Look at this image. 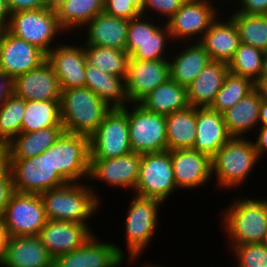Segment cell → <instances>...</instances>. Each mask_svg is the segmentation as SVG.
I'll list each match as a JSON object with an SVG mask.
<instances>
[{
  "label": "cell",
  "mask_w": 267,
  "mask_h": 267,
  "mask_svg": "<svg viewBox=\"0 0 267 267\" xmlns=\"http://www.w3.org/2000/svg\"><path fill=\"white\" fill-rule=\"evenodd\" d=\"M86 184L70 182L40 193L47 220L87 224L101 201L88 180Z\"/></svg>",
  "instance_id": "obj_1"
},
{
  "label": "cell",
  "mask_w": 267,
  "mask_h": 267,
  "mask_svg": "<svg viewBox=\"0 0 267 267\" xmlns=\"http://www.w3.org/2000/svg\"><path fill=\"white\" fill-rule=\"evenodd\" d=\"M110 110L88 87L61 91L60 111L64 132L90 137Z\"/></svg>",
  "instance_id": "obj_2"
},
{
  "label": "cell",
  "mask_w": 267,
  "mask_h": 267,
  "mask_svg": "<svg viewBox=\"0 0 267 267\" xmlns=\"http://www.w3.org/2000/svg\"><path fill=\"white\" fill-rule=\"evenodd\" d=\"M223 211L222 224L232 247L261 243L267 230V199L243 198L232 201Z\"/></svg>",
  "instance_id": "obj_3"
},
{
  "label": "cell",
  "mask_w": 267,
  "mask_h": 267,
  "mask_svg": "<svg viewBox=\"0 0 267 267\" xmlns=\"http://www.w3.org/2000/svg\"><path fill=\"white\" fill-rule=\"evenodd\" d=\"M255 145L244 137H231L211 158L212 176L220 187L232 189L246 181L258 163Z\"/></svg>",
  "instance_id": "obj_4"
},
{
  "label": "cell",
  "mask_w": 267,
  "mask_h": 267,
  "mask_svg": "<svg viewBox=\"0 0 267 267\" xmlns=\"http://www.w3.org/2000/svg\"><path fill=\"white\" fill-rule=\"evenodd\" d=\"M49 163L66 183L80 182V178L87 180L90 163L89 137L63 132L49 147Z\"/></svg>",
  "instance_id": "obj_5"
},
{
  "label": "cell",
  "mask_w": 267,
  "mask_h": 267,
  "mask_svg": "<svg viewBox=\"0 0 267 267\" xmlns=\"http://www.w3.org/2000/svg\"><path fill=\"white\" fill-rule=\"evenodd\" d=\"M127 106L111 109L89 137L90 159H110L132 152Z\"/></svg>",
  "instance_id": "obj_6"
},
{
  "label": "cell",
  "mask_w": 267,
  "mask_h": 267,
  "mask_svg": "<svg viewBox=\"0 0 267 267\" xmlns=\"http://www.w3.org/2000/svg\"><path fill=\"white\" fill-rule=\"evenodd\" d=\"M7 30L14 36L37 46L46 54L53 49L50 44L55 36L61 31L64 32L56 11L46 7L12 13Z\"/></svg>",
  "instance_id": "obj_7"
},
{
  "label": "cell",
  "mask_w": 267,
  "mask_h": 267,
  "mask_svg": "<svg viewBox=\"0 0 267 267\" xmlns=\"http://www.w3.org/2000/svg\"><path fill=\"white\" fill-rule=\"evenodd\" d=\"M176 189L170 150L141 154L136 195L164 203Z\"/></svg>",
  "instance_id": "obj_8"
},
{
  "label": "cell",
  "mask_w": 267,
  "mask_h": 267,
  "mask_svg": "<svg viewBox=\"0 0 267 267\" xmlns=\"http://www.w3.org/2000/svg\"><path fill=\"white\" fill-rule=\"evenodd\" d=\"M161 201L135 195L126 215L125 236L128 260L136 261L151 241L158 224Z\"/></svg>",
  "instance_id": "obj_9"
},
{
  "label": "cell",
  "mask_w": 267,
  "mask_h": 267,
  "mask_svg": "<svg viewBox=\"0 0 267 267\" xmlns=\"http://www.w3.org/2000/svg\"><path fill=\"white\" fill-rule=\"evenodd\" d=\"M13 189L20 193L40 194L66 182L49 163V148L38 156L26 159H9Z\"/></svg>",
  "instance_id": "obj_10"
},
{
  "label": "cell",
  "mask_w": 267,
  "mask_h": 267,
  "mask_svg": "<svg viewBox=\"0 0 267 267\" xmlns=\"http://www.w3.org/2000/svg\"><path fill=\"white\" fill-rule=\"evenodd\" d=\"M133 104L131 111L128 110L129 138L132 151L140 154L166 151L165 115L148 111L139 103Z\"/></svg>",
  "instance_id": "obj_11"
},
{
  "label": "cell",
  "mask_w": 267,
  "mask_h": 267,
  "mask_svg": "<svg viewBox=\"0 0 267 267\" xmlns=\"http://www.w3.org/2000/svg\"><path fill=\"white\" fill-rule=\"evenodd\" d=\"M1 218L9 236H38L47 221L40 194L16 191Z\"/></svg>",
  "instance_id": "obj_12"
},
{
  "label": "cell",
  "mask_w": 267,
  "mask_h": 267,
  "mask_svg": "<svg viewBox=\"0 0 267 267\" xmlns=\"http://www.w3.org/2000/svg\"><path fill=\"white\" fill-rule=\"evenodd\" d=\"M144 15L129 20L125 51L130 59L161 60L165 58V45L170 39V31L165 24L162 28L144 19Z\"/></svg>",
  "instance_id": "obj_13"
},
{
  "label": "cell",
  "mask_w": 267,
  "mask_h": 267,
  "mask_svg": "<svg viewBox=\"0 0 267 267\" xmlns=\"http://www.w3.org/2000/svg\"><path fill=\"white\" fill-rule=\"evenodd\" d=\"M217 9L210 0H186L176 13L165 22L172 40L199 36V42L211 23L217 18ZM201 33V34H200ZM195 35V36H194Z\"/></svg>",
  "instance_id": "obj_14"
},
{
  "label": "cell",
  "mask_w": 267,
  "mask_h": 267,
  "mask_svg": "<svg viewBox=\"0 0 267 267\" xmlns=\"http://www.w3.org/2000/svg\"><path fill=\"white\" fill-rule=\"evenodd\" d=\"M47 54L7 29L0 31V69L13 79L39 67Z\"/></svg>",
  "instance_id": "obj_15"
},
{
  "label": "cell",
  "mask_w": 267,
  "mask_h": 267,
  "mask_svg": "<svg viewBox=\"0 0 267 267\" xmlns=\"http://www.w3.org/2000/svg\"><path fill=\"white\" fill-rule=\"evenodd\" d=\"M170 59L129 60L126 94L129 103H139L146 95L170 78Z\"/></svg>",
  "instance_id": "obj_16"
},
{
  "label": "cell",
  "mask_w": 267,
  "mask_h": 267,
  "mask_svg": "<svg viewBox=\"0 0 267 267\" xmlns=\"http://www.w3.org/2000/svg\"><path fill=\"white\" fill-rule=\"evenodd\" d=\"M92 236L89 224L57 220H47L38 234L53 258L79 249Z\"/></svg>",
  "instance_id": "obj_17"
},
{
  "label": "cell",
  "mask_w": 267,
  "mask_h": 267,
  "mask_svg": "<svg viewBox=\"0 0 267 267\" xmlns=\"http://www.w3.org/2000/svg\"><path fill=\"white\" fill-rule=\"evenodd\" d=\"M140 161L141 154L133 151L116 158L90 159L88 178L135 190Z\"/></svg>",
  "instance_id": "obj_18"
},
{
  "label": "cell",
  "mask_w": 267,
  "mask_h": 267,
  "mask_svg": "<svg viewBox=\"0 0 267 267\" xmlns=\"http://www.w3.org/2000/svg\"><path fill=\"white\" fill-rule=\"evenodd\" d=\"M14 95L26 101L60 100L61 87L53 67L46 60L39 67L13 79Z\"/></svg>",
  "instance_id": "obj_19"
},
{
  "label": "cell",
  "mask_w": 267,
  "mask_h": 267,
  "mask_svg": "<svg viewBox=\"0 0 267 267\" xmlns=\"http://www.w3.org/2000/svg\"><path fill=\"white\" fill-rule=\"evenodd\" d=\"M177 189L206 185L212 177L211 158L192 148L170 150Z\"/></svg>",
  "instance_id": "obj_20"
},
{
  "label": "cell",
  "mask_w": 267,
  "mask_h": 267,
  "mask_svg": "<svg viewBox=\"0 0 267 267\" xmlns=\"http://www.w3.org/2000/svg\"><path fill=\"white\" fill-rule=\"evenodd\" d=\"M47 61L53 67L61 89L85 87L84 46L57 45L47 54Z\"/></svg>",
  "instance_id": "obj_21"
},
{
  "label": "cell",
  "mask_w": 267,
  "mask_h": 267,
  "mask_svg": "<svg viewBox=\"0 0 267 267\" xmlns=\"http://www.w3.org/2000/svg\"><path fill=\"white\" fill-rule=\"evenodd\" d=\"M3 267H53V257L38 236H9Z\"/></svg>",
  "instance_id": "obj_22"
},
{
  "label": "cell",
  "mask_w": 267,
  "mask_h": 267,
  "mask_svg": "<svg viewBox=\"0 0 267 267\" xmlns=\"http://www.w3.org/2000/svg\"><path fill=\"white\" fill-rule=\"evenodd\" d=\"M197 133L192 149L212 158L216 152L232 137L220 112L210 107L196 108Z\"/></svg>",
  "instance_id": "obj_23"
},
{
  "label": "cell",
  "mask_w": 267,
  "mask_h": 267,
  "mask_svg": "<svg viewBox=\"0 0 267 267\" xmlns=\"http://www.w3.org/2000/svg\"><path fill=\"white\" fill-rule=\"evenodd\" d=\"M218 20L217 16L199 43L209 54L211 61L228 63L241 44V40L238 28L231 17L227 18L226 22Z\"/></svg>",
  "instance_id": "obj_24"
},
{
  "label": "cell",
  "mask_w": 267,
  "mask_h": 267,
  "mask_svg": "<svg viewBox=\"0 0 267 267\" xmlns=\"http://www.w3.org/2000/svg\"><path fill=\"white\" fill-rule=\"evenodd\" d=\"M128 23L129 20L100 12L86 24L85 45L125 50Z\"/></svg>",
  "instance_id": "obj_25"
},
{
  "label": "cell",
  "mask_w": 267,
  "mask_h": 267,
  "mask_svg": "<svg viewBox=\"0 0 267 267\" xmlns=\"http://www.w3.org/2000/svg\"><path fill=\"white\" fill-rule=\"evenodd\" d=\"M228 72V63L210 61L187 87L189 105L195 108L210 107Z\"/></svg>",
  "instance_id": "obj_26"
},
{
  "label": "cell",
  "mask_w": 267,
  "mask_h": 267,
  "mask_svg": "<svg viewBox=\"0 0 267 267\" xmlns=\"http://www.w3.org/2000/svg\"><path fill=\"white\" fill-rule=\"evenodd\" d=\"M85 87L94 92L111 109H123L129 104L125 78L104 73L87 62Z\"/></svg>",
  "instance_id": "obj_27"
},
{
  "label": "cell",
  "mask_w": 267,
  "mask_h": 267,
  "mask_svg": "<svg viewBox=\"0 0 267 267\" xmlns=\"http://www.w3.org/2000/svg\"><path fill=\"white\" fill-rule=\"evenodd\" d=\"M263 94L256 87L231 108L225 110L223 120L232 137H244L247 131L259 125V109Z\"/></svg>",
  "instance_id": "obj_28"
},
{
  "label": "cell",
  "mask_w": 267,
  "mask_h": 267,
  "mask_svg": "<svg viewBox=\"0 0 267 267\" xmlns=\"http://www.w3.org/2000/svg\"><path fill=\"white\" fill-rule=\"evenodd\" d=\"M64 132L63 126H52L35 132H21L5 148L8 159H26L42 154Z\"/></svg>",
  "instance_id": "obj_29"
},
{
  "label": "cell",
  "mask_w": 267,
  "mask_h": 267,
  "mask_svg": "<svg viewBox=\"0 0 267 267\" xmlns=\"http://www.w3.org/2000/svg\"><path fill=\"white\" fill-rule=\"evenodd\" d=\"M172 59L169 61L170 78L186 88L211 61L209 54L199 42L183 48Z\"/></svg>",
  "instance_id": "obj_30"
},
{
  "label": "cell",
  "mask_w": 267,
  "mask_h": 267,
  "mask_svg": "<svg viewBox=\"0 0 267 267\" xmlns=\"http://www.w3.org/2000/svg\"><path fill=\"white\" fill-rule=\"evenodd\" d=\"M139 104L148 111L165 116L190 106L187 88L171 78L146 95Z\"/></svg>",
  "instance_id": "obj_31"
},
{
  "label": "cell",
  "mask_w": 267,
  "mask_h": 267,
  "mask_svg": "<svg viewBox=\"0 0 267 267\" xmlns=\"http://www.w3.org/2000/svg\"><path fill=\"white\" fill-rule=\"evenodd\" d=\"M165 118L167 150L193 148L197 133L196 108L189 106Z\"/></svg>",
  "instance_id": "obj_32"
},
{
  "label": "cell",
  "mask_w": 267,
  "mask_h": 267,
  "mask_svg": "<svg viewBox=\"0 0 267 267\" xmlns=\"http://www.w3.org/2000/svg\"><path fill=\"white\" fill-rule=\"evenodd\" d=\"M61 123L60 100L26 101L21 132H35Z\"/></svg>",
  "instance_id": "obj_33"
},
{
  "label": "cell",
  "mask_w": 267,
  "mask_h": 267,
  "mask_svg": "<svg viewBox=\"0 0 267 267\" xmlns=\"http://www.w3.org/2000/svg\"><path fill=\"white\" fill-rule=\"evenodd\" d=\"M104 0H66L55 11L63 30L80 28L103 11Z\"/></svg>",
  "instance_id": "obj_34"
},
{
  "label": "cell",
  "mask_w": 267,
  "mask_h": 267,
  "mask_svg": "<svg viewBox=\"0 0 267 267\" xmlns=\"http://www.w3.org/2000/svg\"><path fill=\"white\" fill-rule=\"evenodd\" d=\"M86 62L104 73L127 77L130 55L125 50L102 46H85Z\"/></svg>",
  "instance_id": "obj_35"
},
{
  "label": "cell",
  "mask_w": 267,
  "mask_h": 267,
  "mask_svg": "<svg viewBox=\"0 0 267 267\" xmlns=\"http://www.w3.org/2000/svg\"><path fill=\"white\" fill-rule=\"evenodd\" d=\"M124 251L116 244L100 242L93 236L82 246L83 267H121Z\"/></svg>",
  "instance_id": "obj_36"
},
{
  "label": "cell",
  "mask_w": 267,
  "mask_h": 267,
  "mask_svg": "<svg viewBox=\"0 0 267 267\" xmlns=\"http://www.w3.org/2000/svg\"><path fill=\"white\" fill-rule=\"evenodd\" d=\"M263 53L259 48L241 43L228 62L229 72L247 77L257 84L263 76Z\"/></svg>",
  "instance_id": "obj_37"
},
{
  "label": "cell",
  "mask_w": 267,
  "mask_h": 267,
  "mask_svg": "<svg viewBox=\"0 0 267 267\" xmlns=\"http://www.w3.org/2000/svg\"><path fill=\"white\" fill-rule=\"evenodd\" d=\"M255 88L256 84L251 79L228 72L210 108L223 113L247 96Z\"/></svg>",
  "instance_id": "obj_38"
},
{
  "label": "cell",
  "mask_w": 267,
  "mask_h": 267,
  "mask_svg": "<svg viewBox=\"0 0 267 267\" xmlns=\"http://www.w3.org/2000/svg\"><path fill=\"white\" fill-rule=\"evenodd\" d=\"M241 43L267 50V15L232 13Z\"/></svg>",
  "instance_id": "obj_39"
},
{
  "label": "cell",
  "mask_w": 267,
  "mask_h": 267,
  "mask_svg": "<svg viewBox=\"0 0 267 267\" xmlns=\"http://www.w3.org/2000/svg\"><path fill=\"white\" fill-rule=\"evenodd\" d=\"M25 107L26 100L14 94L0 107V148L6 147L21 133Z\"/></svg>",
  "instance_id": "obj_40"
},
{
  "label": "cell",
  "mask_w": 267,
  "mask_h": 267,
  "mask_svg": "<svg viewBox=\"0 0 267 267\" xmlns=\"http://www.w3.org/2000/svg\"><path fill=\"white\" fill-rule=\"evenodd\" d=\"M232 251L237 257V267H267V248L261 243L236 245Z\"/></svg>",
  "instance_id": "obj_41"
},
{
  "label": "cell",
  "mask_w": 267,
  "mask_h": 267,
  "mask_svg": "<svg viewBox=\"0 0 267 267\" xmlns=\"http://www.w3.org/2000/svg\"><path fill=\"white\" fill-rule=\"evenodd\" d=\"M103 11L126 20L141 15V11L130 0H104Z\"/></svg>",
  "instance_id": "obj_42"
},
{
  "label": "cell",
  "mask_w": 267,
  "mask_h": 267,
  "mask_svg": "<svg viewBox=\"0 0 267 267\" xmlns=\"http://www.w3.org/2000/svg\"><path fill=\"white\" fill-rule=\"evenodd\" d=\"M186 0H145L144 6L141 11V15L145 16V12L154 10L160 13V16L163 15L166 20L171 18L176 11L182 6Z\"/></svg>",
  "instance_id": "obj_43"
},
{
  "label": "cell",
  "mask_w": 267,
  "mask_h": 267,
  "mask_svg": "<svg viewBox=\"0 0 267 267\" xmlns=\"http://www.w3.org/2000/svg\"><path fill=\"white\" fill-rule=\"evenodd\" d=\"M53 267H83L82 247L53 258Z\"/></svg>",
  "instance_id": "obj_44"
},
{
  "label": "cell",
  "mask_w": 267,
  "mask_h": 267,
  "mask_svg": "<svg viewBox=\"0 0 267 267\" xmlns=\"http://www.w3.org/2000/svg\"><path fill=\"white\" fill-rule=\"evenodd\" d=\"M14 192L11 173L8 170L0 178V217H2L5 207L9 203V199Z\"/></svg>",
  "instance_id": "obj_45"
},
{
  "label": "cell",
  "mask_w": 267,
  "mask_h": 267,
  "mask_svg": "<svg viewBox=\"0 0 267 267\" xmlns=\"http://www.w3.org/2000/svg\"><path fill=\"white\" fill-rule=\"evenodd\" d=\"M240 7L235 13L267 15V0H238Z\"/></svg>",
  "instance_id": "obj_46"
},
{
  "label": "cell",
  "mask_w": 267,
  "mask_h": 267,
  "mask_svg": "<svg viewBox=\"0 0 267 267\" xmlns=\"http://www.w3.org/2000/svg\"><path fill=\"white\" fill-rule=\"evenodd\" d=\"M10 13L45 8V0H7Z\"/></svg>",
  "instance_id": "obj_47"
},
{
  "label": "cell",
  "mask_w": 267,
  "mask_h": 267,
  "mask_svg": "<svg viewBox=\"0 0 267 267\" xmlns=\"http://www.w3.org/2000/svg\"><path fill=\"white\" fill-rule=\"evenodd\" d=\"M13 94V78L0 69V107Z\"/></svg>",
  "instance_id": "obj_48"
},
{
  "label": "cell",
  "mask_w": 267,
  "mask_h": 267,
  "mask_svg": "<svg viewBox=\"0 0 267 267\" xmlns=\"http://www.w3.org/2000/svg\"><path fill=\"white\" fill-rule=\"evenodd\" d=\"M258 137L256 142L253 141L259 158H262L263 154L267 152V126H259Z\"/></svg>",
  "instance_id": "obj_49"
},
{
  "label": "cell",
  "mask_w": 267,
  "mask_h": 267,
  "mask_svg": "<svg viewBox=\"0 0 267 267\" xmlns=\"http://www.w3.org/2000/svg\"><path fill=\"white\" fill-rule=\"evenodd\" d=\"M10 15L7 0H0V31L7 29Z\"/></svg>",
  "instance_id": "obj_50"
},
{
  "label": "cell",
  "mask_w": 267,
  "mask_h": 267,
  "mask_svg": "<svg viewBox=\"0 0 267 267\" xmlns=\"http://www.w3.org/2000/svg\"><path fill=\"white\" fill-rule=\"evenodd\" d=\"M8 238L9 235L7 229L3 223L2 218L0 217V264L4 259Z\"/></svg>",
  "instance_id": "obj_51"
},
{
  "label": "cell",
  "mask_w": 267,
  "mask_h": 267,
  "mask_svg": "<svg viewBox=\"0 0 267 267\" xmlns=\"http://www.w3.org/2000/svg\"><path fill=\"white\" fill-rule=\"evenodd\" d=\"M9 170V159L5 148H0V178Z\"/></svg>",
  "instance_id": "obj_52"
},
{
  "label": "cell",
  "mask_w": 267,
  "mask_h": 267,
  "mask_svg": "<svg viewBox=\"0 0 267 267\" xmlns=\"http://www.w3.org/2000/svg\"><path fill=\"white\" fill-rule=\"evenodd\" d=\"M259 124L267 126V98L263 97L259 109Z\"/></svg>",
  "instance_id": "obj_53"
},
{
  "label": "cell",
  "mask_w": 267,
  "mask_h": 267,
  "mask_svg": "<svg viewBox=\"0 0 267 267\" xmlns=\"http://www.w3.org/2000/svg\"><path fill=\"white\" fill-rule=\"evenodd\" d=\"M256 87L267 98V73L262 76V79L256 84Z\"/></svg>",
  "instance_id": "obj_54"
},
{
  "label": "cell",
  "mask_w": 267,
  "mask_h": 267,
  "mask_svg": "<svg viewBox=\"0 0 267 267\" xmlns=\"http://www.w3.org/2000/svg\"><path fill=\"white\" fill-rule=\"evenodd\" d=\"M66 0H45V7L51 10H56Z\"/></svg>",
  "instance_id": "obj_55"
},
{
  "label": "cell",
  "mask_w": 267,
  "mask_h": 267,
  "mask_svg": "<svg viewBox=\"0 0 267 267\" xmlns=\"http://www.w3.org/2000/svg\"><path fill=\"white\" fill-rule=\"evenodd\" d=\"M140 11L144 6L145 0H130Z\"/></svg>",
  "instance_id": "obj_56"
},
{
  "label": "cell",
  "mask_w": 267,
  "mask_h": 267,
  "mask_svg": "<svg viewBox=\"0 0 267 267\" xmlns=\"http://www.w3.org/2000/svg\"><path fill=\"white\" fill-rule=\"evenodd\" d=\"M267 73V50L263 53V75Z\"/></svg>",
  "instance_id": "obj_57"
},
{
  "label": "cell",
  "mask_w": 267,
  "mask_h": 267,
  "mask_svg": "<svg viewBox=\"0 0 267 267\" xmlns=\"http://www.w3.org/2000/svg\"><path fill=\"white\" fill-rule=\"evenodd\" d=\"M261 244L267 248V230H266V232L264 234V237H263V239L261 241Z\"/></svg>",
  "instance_id": "obj_58"
},
{
  "label": "cell",
  "mask_w": 267,
  "mask_h": 267,
  "mask_svg": "<svg viewBox=\"0 0 267 267\" xmlns=\"http://www.w3.org/2000/svg\"><path fill=\"white\" fill-rule=\"evenodd\" d=\"M144 267H164V266H157V265H151V264H149V265H145Z\"/></svg>",
  "instance_id": "obj_59"
}]
</instances>
